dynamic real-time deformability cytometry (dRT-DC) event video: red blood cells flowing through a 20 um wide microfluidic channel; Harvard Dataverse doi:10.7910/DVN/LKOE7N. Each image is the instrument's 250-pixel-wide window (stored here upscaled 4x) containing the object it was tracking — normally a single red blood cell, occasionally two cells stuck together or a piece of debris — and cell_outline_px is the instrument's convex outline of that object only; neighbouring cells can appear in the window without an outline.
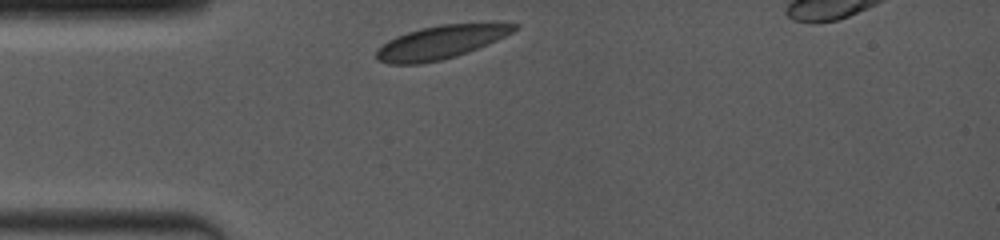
{"species": "common noctule bat (a hibernating species)", "species_latin": "Nyctalus noctula", "temperature_condition": "room temperature", "stored_images_in_passage": 24, "camera_frame_rate_fps": 4000, "um_per_image_px": 0.085, "animal": {"sex": "female", "body_mass_g": 19.0, "forearm_length_mm": 53.3}, "frame": {"image": 1, "passage_image": 1, "time_ms": 0.0, "image_size_px": [1000, 240], "cell_outline_px": [[520, 28], [488, 44], [468, 52], [456, 56], [440, 60], [420, 64], [388, 64], [376, 60], [376, 52], [388, 40], [396, 36], [420, 28], [440, 24], [520, 24]], "centroid_in_image_um": [37.42, 3.6], "position_along_channel_um": 47.6, "area_um2": 26.41}}
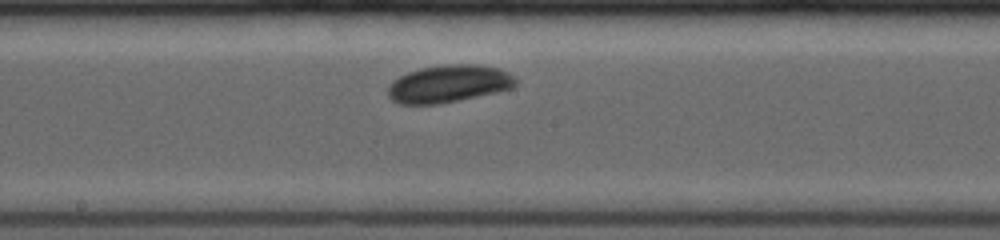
{"frame": {"image": 2, "passage_image": 10, "time_ms": 4.5, "image_size_px": [1000, 240], "cell_outline_px": [[516, 84], [512, 88], [500, 92], [440, 104], [400, 104], [392, 100], [388, 96], [388, 88], [400, 76], [408, 72], [420, 68], [448, 64], [476, 64], [500, 68], [508, 72], [516, 80]], "centroid_in_image_um": [38.18, 7.13], "position_along_channel_um": 210.0, "area_um2": 27.92}}
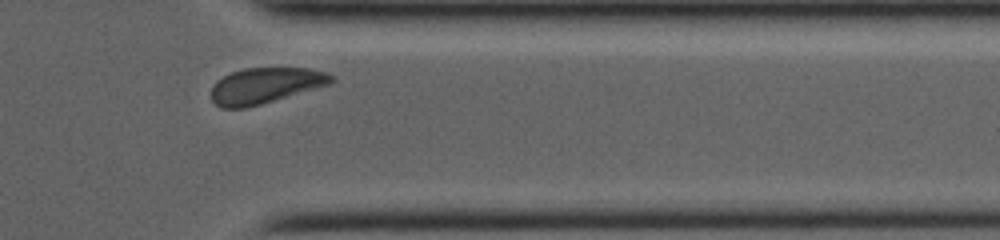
{"frame": {"image": 3, "passage_image": 20, "time_ms": 9.0, "image_size_px": [1000, 240], "cell_outline_px": [[336, 80], [332, 84], [260, 104], [244, 108], [220, 108], [212, 100], [212, 84], [216, 80], [232, 72], [244, 68], [308, 68], [324, 72], [332, 76]], "centroid_in_image_um": [22.55, 7.27], "position_along_channel_um": 388.9, "area_um2": 24.97}, "authors_computed_cell_mechanics": {"area_um2": 26.5302, "velocity_mm_per_s": 3.9536, "shape_relaxation_time_tau1_ms": 1.1273, "shape_relaxation_time_tau2_ms": null, "deformation_change_tau1": 0.0558, "deformation_change_tau2": null}}